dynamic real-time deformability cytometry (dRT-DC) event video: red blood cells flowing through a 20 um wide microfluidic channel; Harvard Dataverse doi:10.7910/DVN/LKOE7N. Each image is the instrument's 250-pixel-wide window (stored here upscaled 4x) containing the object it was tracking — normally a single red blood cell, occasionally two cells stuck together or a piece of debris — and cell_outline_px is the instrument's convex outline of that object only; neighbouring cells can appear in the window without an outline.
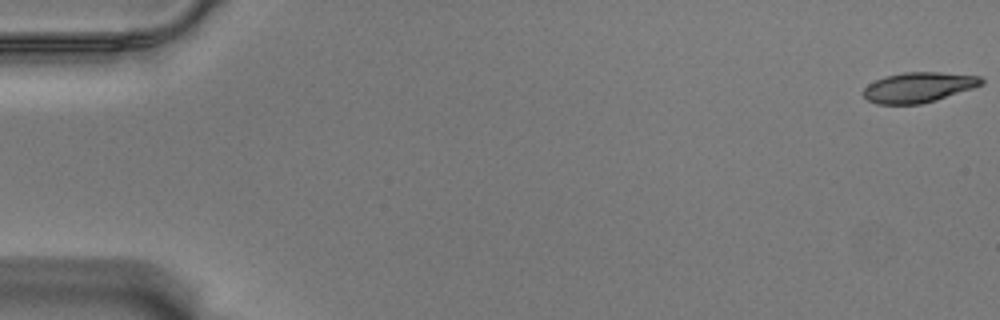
{"species": "Egyptian fruit bat (a non-hibernating species)", "species_latin": "Rousettus aegyptiacus", "temperature_condition": "warm", "stored_images_in_passage": 55, "camera_frame_rate_fps": 3000, "um_per_image_px": 0.085, "animal": {"sex": "male"}, "frame": {"image": 1, "passage_image": 1, "time_ms": 0.0, "image_size_px": [1000, 320], "cell_outline_px": [[984, 84], [936, 100], [920, 104], [876, 104], [868, 100], [864, 96], [864, 88], [868, 84], [884, 76], [904, 72], [940, 72], [980, 76], [984, 80]], "centroid_in_image_um": [78.07, 7.41], "position_along_channel_um": 6.9, "area_um2": 20.69}}
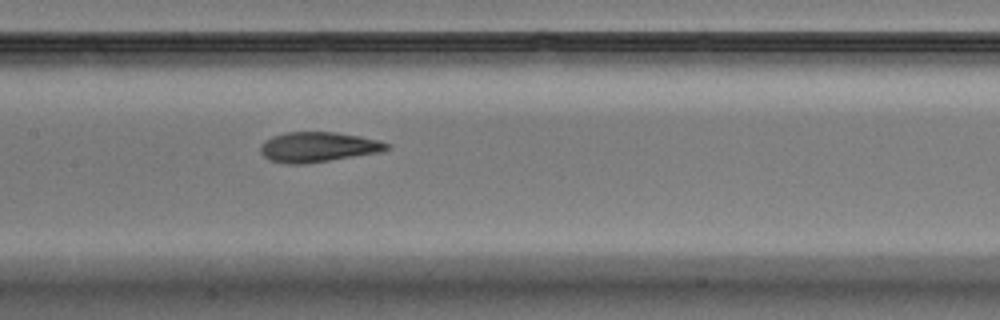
{"frame": {"image": 2, "passage_image": 29, "time_ms": 9.333, "image_size_px": [1000, 320], "cell_outline_px": [[392, 148], [380, 152], [304, 164], [288, 164], [268, 160], [260, 152], [260, 144], [264, 140], [272, 136], [288, 132], [336, 132], [360, 136], [380, 140], [392, 144]], "centroid_in_image_um": [27.05, 12.49], "position_along_channel_um": 180.4, "area_um2": 22.31}}
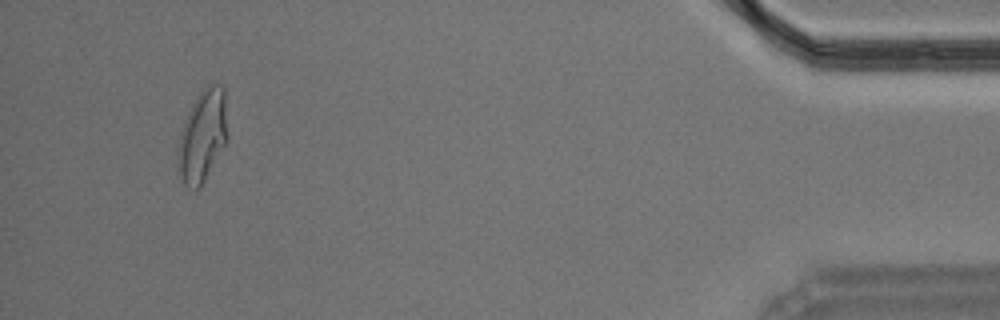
{"frame": {"image": 3, "passage_image": 55, "time_ms": 18.0, "image_size_px": [1000, 320], "cell_outline_px": [[228, 140], [200, 188], [188, 188], [184, 184], [176, 164], [176, 152], [180, 132], [184, 120], [196, 96], [208, 84], [220, 84], [224, 88], [228, 136]], "centroid_in_image_um": [17.2, 11.56], "position_along_channel_um": 418.0, "area_um2": 26.99}, "authors_computed_cell_mechanics": {"area_um2": 22.0796, "velocity_mm_per_s": 3.5221, "shape_relaxation_time_tau1_ms": 7.0656, "shape_relaxation_time_tau2_ms": 1.7745, "deformation_change_tau1": 0.2305, "deformation_change_tau2": 0.0941}}